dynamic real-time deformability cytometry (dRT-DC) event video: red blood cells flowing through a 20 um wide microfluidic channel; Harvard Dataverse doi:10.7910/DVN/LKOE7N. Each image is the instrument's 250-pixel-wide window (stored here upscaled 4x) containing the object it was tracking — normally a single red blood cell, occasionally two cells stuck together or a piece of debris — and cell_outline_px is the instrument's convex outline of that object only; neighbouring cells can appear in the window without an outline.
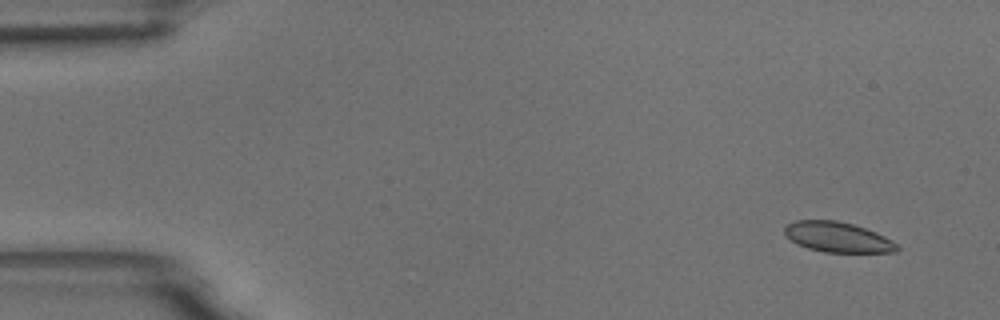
{"species": "common noctule bat (a hibernating species)", "species_latin": "Nyctalus noctula", "temperature_condition": "room temperature", "stored_images_in_passage": 55, "camera_frame_rate_fps": 3000, "um_per_image_px": 0.085, "animal": {"sex": "male", "body_mass_g": 18.8}, "frame": {"image": 1, "passage_image": 4, "time_ms": 1.0, "image_size_px": [1000, 320], "cell_outline_px": [[900, 248], [896, 252], [824, 252], [808, 248], [796, 244], [784, 236], [784, 228], [788, 224], [796, 220], [836, 220], [852, 224], [876, 232], [892, 240]], "centroid_in_image_um": [71.17, 20.16], "position_along_channel_um": 13.8, "area_um2": 19.83}}
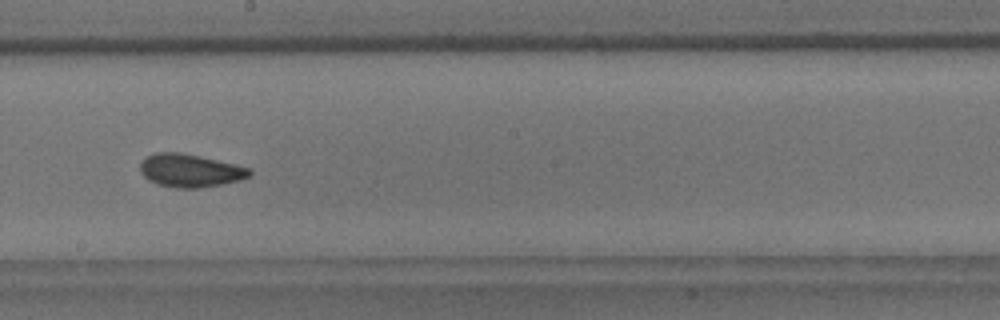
{"frame": {"image": 2, "passage_image": 31, "time_ms": 10.0, "image_size_px": [1000, 320], "cell_outline_px": [[252, 176], [240, 180], [200, 188], [176, 188], [160, 184], [148, 180], [140, 172], [140, 164], [148, 156], [156, 152], [180, 152], [216, 160], [248, 168], [252, 172]], "centroid_in_image_um": [16.15, 14.5], "position_along_channel_um": 232.1, "area_um2": 20.75}}
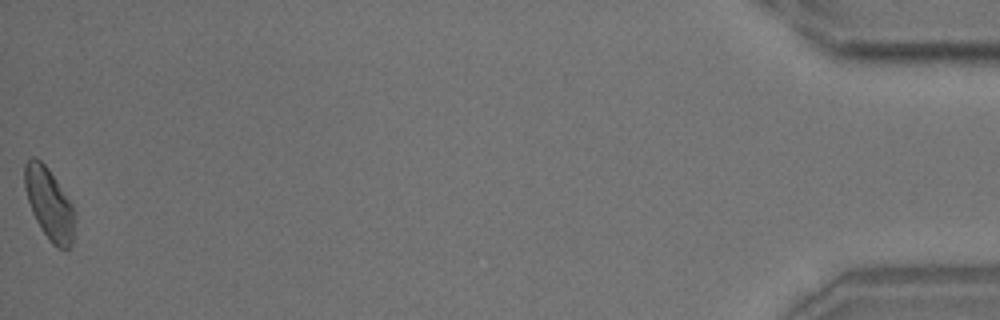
{"frame": {"image": 3, "passage_image": 55, "time_ms": 18.0, "image_size_px": [1000, 320], "cell_outline_px": [[76, 220], [72, 244], [68, 248], [56, 248], [52, 244], [40, 228], [32, 212], [24, 188], [24, 164], [32, 156], [36, 156], [48, 168], [72, 204], [76, 212]], "centroid_in_image_um": [4.19, 17.33], "position_along_channel_um": 431.0, "area_um2": 21.1}, "authors_computed_cell_mechanics": {"area_um2": 20.4612, "velocity_mm_per_s": 3.7048, "shape_relaxation_time_tau1_ms": 3.9091, "shape_relaxation_time_tau2_ms": 1.4984, "deformation_change_tau1": 0.0839, "deformation_change_tau2": 0.0526}}